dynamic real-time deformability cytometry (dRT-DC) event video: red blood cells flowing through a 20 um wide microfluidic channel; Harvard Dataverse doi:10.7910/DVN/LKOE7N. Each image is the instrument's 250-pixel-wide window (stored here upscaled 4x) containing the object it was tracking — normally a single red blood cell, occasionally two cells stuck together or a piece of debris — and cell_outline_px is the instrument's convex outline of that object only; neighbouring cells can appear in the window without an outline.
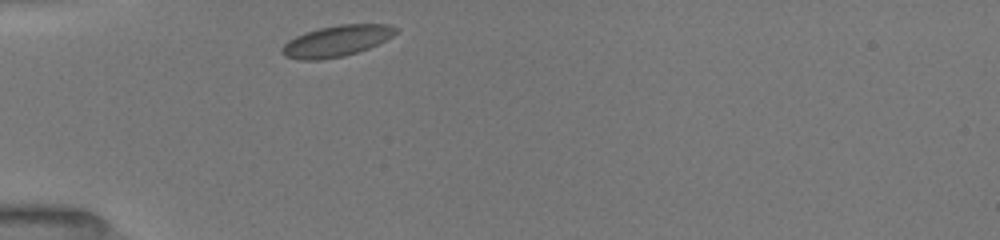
{"species": "common noctule bat (a hibernating species)", "species_latin": "Nyctalus noctula", "temperature_condition": "room temperature", "stored_images_in_passage": 35, "camera_frame_rate_fps": 3000, "um_per_image_px": 0.085, "animal": {"sex": "female", "body_mass_g": 19.5, "forearm_length_mm": 54.1}, "frame": {"image": 1, "passage_image": 1, "time_ms": 0.0, "image_size_px": [1000, 240], "cell_outline_px": [[396, 32], [392, 36], [368, 48], [344, 56], [320, 60], [300, 60], [284, 56], [280, 52], [280, 48], [288, 40], [296, 36], [320, 28], [340, 24], [388, 24], [396, 28]], "centroid_in_image_um": [28.55, 3.49], "position_along_channel_um": 56.4, "area_um2": 20.4}}
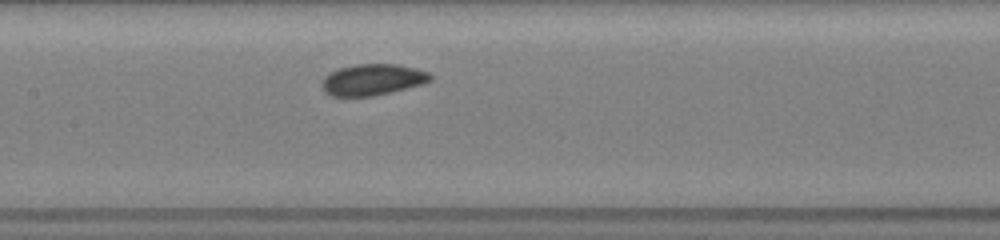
{"frame": {"image": 2, "passage_image": 14, "time_ms": 3.333, "image_size_px": [1000, 240], "cell_outline_px": [[432, 80], [424, 84], [392, 92], [372, 96], [332, 96], [324, 92], [320, 84], [324, 76], [328, 72], [340, 68], [356, 64], [396, 64], [416, 68], [428, 72], [432, 76]], "centroid_in_image_um": [31.66, 6.77], "position_along_channel_um": 175.7, "area_um2": 20.0}}
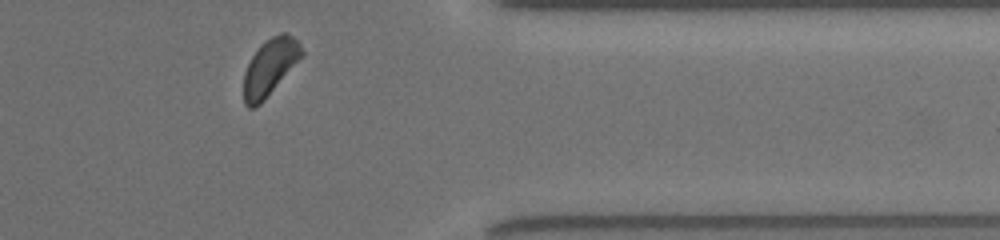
{"frame": {"image": 3, "passage_image": 31, "time_ms": 9.0, "image_size_px": [1000, 240], "cell_outline_px": [[304, 56], [264, 100], [256, 108], [248, 108], [244, 104], [244, 72], [252, 56], [260, 44], [272, 36], [280, 32], [284, 32], [292, 36], [300, 44], [304, 52]], "centroid_in_image_um": [22.96, 5.71], "position_along_channel_um": 388.4, "area_um2": 19.25}, "authors_computed_cell_mechanics": {"area_um2": 19.8832, "velocity_mm_per_s": 3.9458, "shape_relaxation_time_tau1_ms": 1.7505, "shape_relaxation_time_tau2_ms": null, "deformation_change_tau1": 0.055, "deformation_change_tau2": null}}